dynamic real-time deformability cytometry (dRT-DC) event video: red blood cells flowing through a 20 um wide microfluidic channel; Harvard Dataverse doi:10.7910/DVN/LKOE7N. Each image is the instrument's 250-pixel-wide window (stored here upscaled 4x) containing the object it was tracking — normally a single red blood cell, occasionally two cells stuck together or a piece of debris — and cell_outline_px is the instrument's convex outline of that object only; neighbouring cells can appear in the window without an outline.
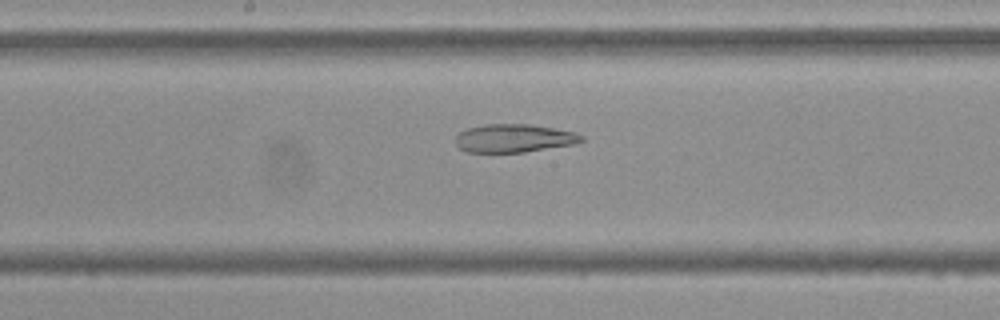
{"species": "Egyptian fruit bat (a non-hibernating species)", "species_latin": "Rousettus aegyptiacus", "temperature_condition": "cold", "stored_images_in_passage": 42, "camera_frame_rate_fps": 3000, "um_per_image_px": 0.085, "frame": {"image": 1, "passage_image": 16, "time_ms": 5.0, "image_size_px": [1000, 320], "cell_outline_px": [[584, 140], [572, 144], [524, 152], [468, 152], [460, 148], [456, 144], [456, 136], [460, 132], [468, 128], [484, 124], [528, 124], [576, 132], [584, 136]], "centroid_in_image_um": [43.68, 11.74], "position_along_channel_um": 204.5, "area_um2": 20.52}}
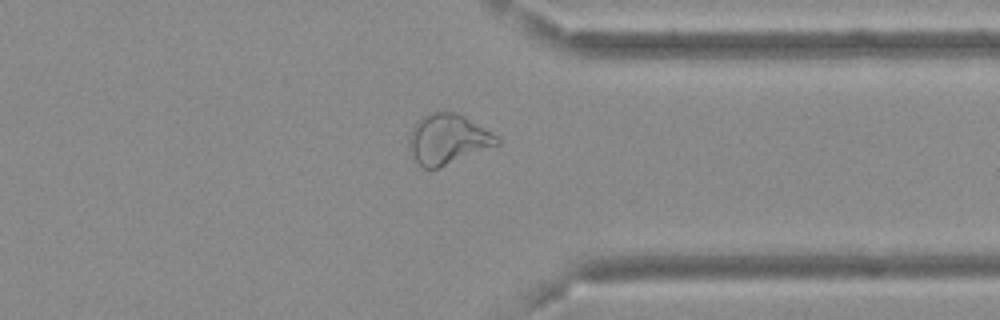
{"frame": {"image": 2, "passage_image": 30, "time_ms": 9.667, "image_size_px": [1000, 320], "cell_outline_px": [[500, 144], [436, 168], [424, 168], [416, 160], [408, 148], [408, 136], [416, 120], [420, 116], [432, 112], [456, 112], [464, 116], [496, 136], [500, 140]], "centroid_in_image_um": [38.01, 11.81], "position_along_channel_um": 373.4, "area_um2": 25.26}}
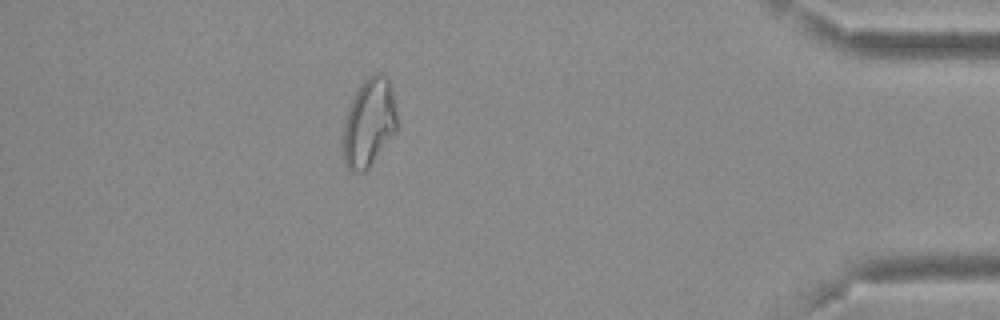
{"frame": {"image": 3, "passage_image": 36, "time_ms": 11.667, "image_size_px": [1000, 320], "cell_outline_px": [[396, 132], [368, 168], [364, 172], [352, 172], [344, 164], [344, 124], [348, 108], [356, 92], [364, 80], [368, 76], [376, 72], [380, 72], [388, 76], [392, 92], [396, 112]], "centroid_in_image_um": [31.37, 10.42], "position_along_channel_um": 403.8, "area_um2": 27.51}, "authors_computed_cell_mechanics": {"area_um2": 24.565, "velocity_mm_per_s": 3.6831, "shape_relaxation_time_tau1_ms": null, "shape_relaxation_time_tau2_ms": 4.2309, "deformation_change_tau1": null, "deformation_change_tau2": 0.1256}}